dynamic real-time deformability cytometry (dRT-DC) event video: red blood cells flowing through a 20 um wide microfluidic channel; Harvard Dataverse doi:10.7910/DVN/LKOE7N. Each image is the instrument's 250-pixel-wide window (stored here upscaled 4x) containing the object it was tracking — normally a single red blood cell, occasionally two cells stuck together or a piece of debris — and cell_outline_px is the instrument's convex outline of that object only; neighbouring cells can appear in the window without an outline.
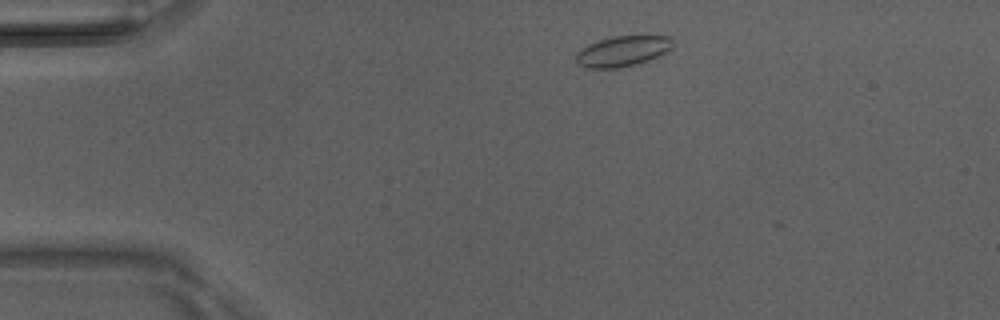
{"species": "Egyptian fruit bat (a non-hibernating species)", "species_latin": "Rousettus aegyptiacus", "temperature_condition": "room temperature", "stored_images_in_passage": 44, "camera_frame_rate_fps": 3000, "um_per_image_px": 0.085, "animal": {"sex": "male"}, "frame": {"image": 1, "passage_image": 4, "time_ms": 1.0, "image_size_px": [1000, 320], "cell_outline_px": [[676, 44], [672, 48], [648, 60], [636, 64], [616, 68], [584, 68], [576, 60], [576, 52], [588, 44], [612, 36], [672, 36]], "centroid_in_image_um": [52.94, 4.34], "position_along_channel_um": 32.1, "area_um2": 17.17}}
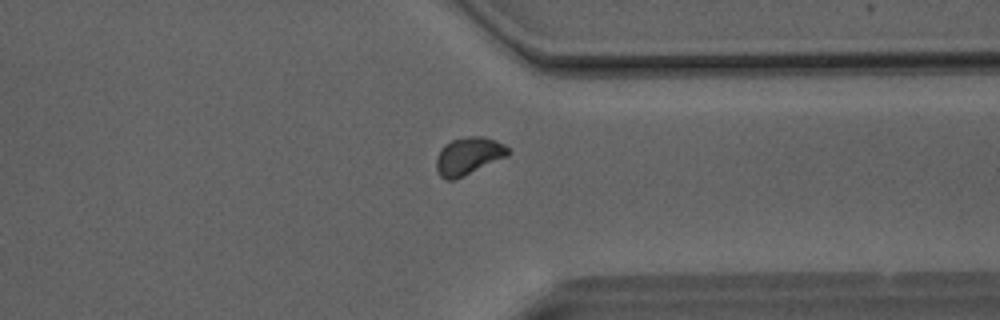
{"frame": {"image": 2, "passage_image": 33, "time_ms": 10.667, "image_size_px": [1000, 320], "cell_outline_px": [[512, 152], [508, 156], [456, 180], [444, 180], [440, 176], [436, 168], [436, 156], [440, 148], [444, 144], [452, 140], [468, 136], [484, 136], [496, 140], [504, 144]], "centroid_in_image_um": [39.82, 13.26], "position_along_channel_um": 371.6, "area_um2": 16.07}}
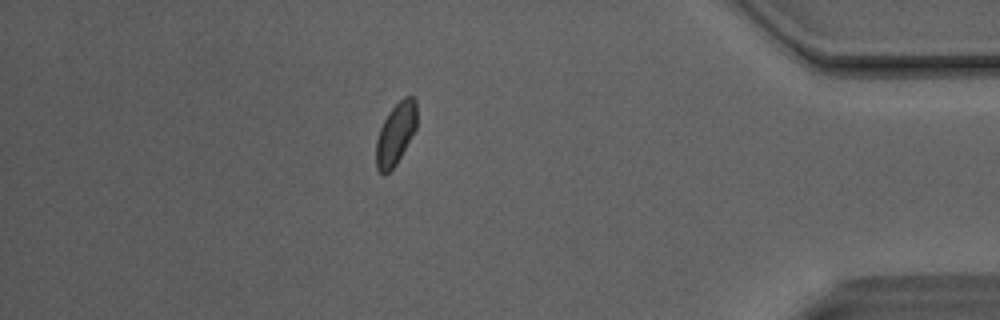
{"frame": {"image": 3, "passage_image": 38, "time_ms": 12.333, "image_size_px": [1000, 320], "cell_outline_px": [[416, 128], [396, 164], [388, 172], [380, 172], [376, 168], [376, 140], [380, 128], [388, 112], [404, 96], [412, 96], [416, 100]], "centroid_in_image_um": [33.62, 11.34], "position_along_channel_um": 401.6, "area_um2": 14.45}, "authors_computed_cell_mechanics": {"area_um2": 15.317, "velocity_mm_per_s": 4.0903, "shape_relaxation_time_tau1_ms": 2.8258, "shape_relaxation_time_tau2_ms": 1.7469, "deformation_change_tau1": 0.0734, "deformation_change_tau2": 0.0451}}